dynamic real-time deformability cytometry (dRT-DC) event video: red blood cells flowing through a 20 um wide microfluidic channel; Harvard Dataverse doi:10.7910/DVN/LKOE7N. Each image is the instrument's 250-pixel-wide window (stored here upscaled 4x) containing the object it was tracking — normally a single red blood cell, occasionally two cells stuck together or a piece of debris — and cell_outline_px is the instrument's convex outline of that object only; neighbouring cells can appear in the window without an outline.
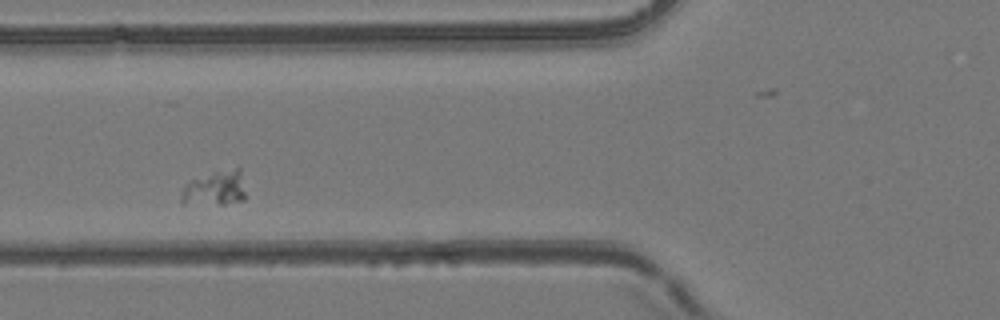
{"species": "common noctule bat (a hibernating species)", "species_latin": "Nyctalus noctula", "temperature_condition": "room temperature", "stored_images_in_passage": 34, "camera_frame_rate_fps": 3000, "um_per_image_px": 0.085, "animal": {"sex": "female", "body_mass_g": 24.6, "forearm_length_mm": 56.2}, "frame": {"image": 1, "passage_image": 7, "time_ms": 2.0, "image_size_px": [1000, 320], "cell_outline_px": [[244, 200], [224, 204], [220, 204], [180, 200], [180, 196], [184, 184], [192, 180], [216, 172], [236, 168], [240, 168], [244, 192]], "centroid_in_image_um": [18.31, 15.99], "position_along_channel_um": 107.5, "area_um2": 12.31}}
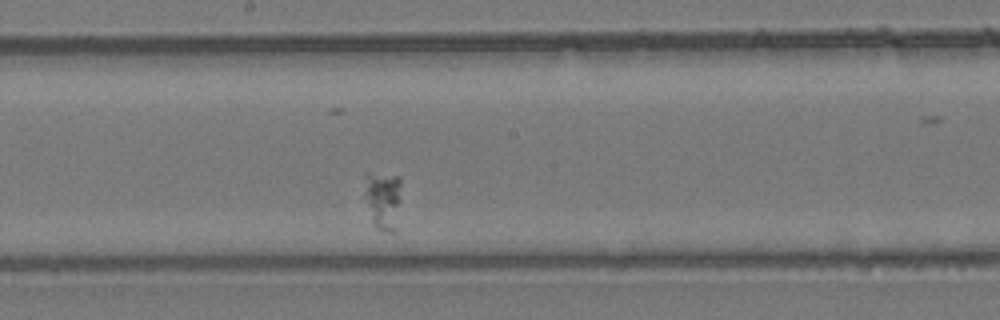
{"frame": {"image": 2, "passage_image": 16, "time_ms": 5.0, "image_size_px": [1000, 320], "cell_outline_px": [[400, 184], [396, 232], [384, 232], [376, 228], [372, 220], [364, 196], [364, 172], [368, 172], [400, 176]], "centroid_in_image_um": [32.52, 16.97], "position_along_channel_um": 215.7, "area_um2": 12.72}}
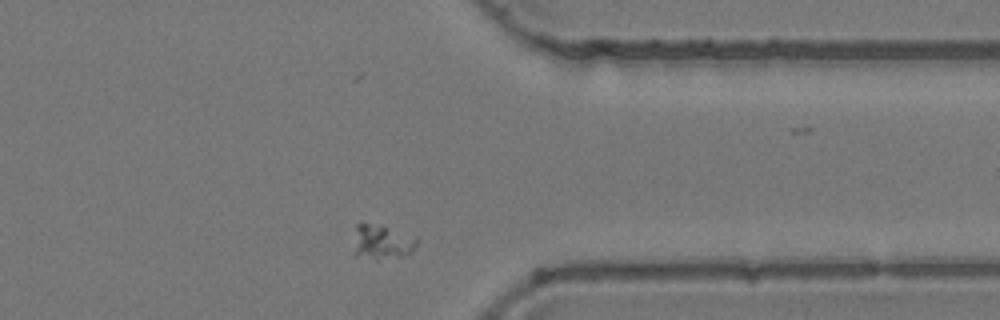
{"frame": {"image": 3, "passage_image": 30, "time_ms": 9.667, "image_size_px": [1000, 320], "cell_outline_px": [[416, 244], [412, 252], [404, 256], [376, 260], [352, 256], [352, 252], [356, 224], [384, 224], [416, 236]], "centroid_in_image_um": [32.44, 20.58], "position_along_channel_um": 379.0, "area_um2": 13.41}}